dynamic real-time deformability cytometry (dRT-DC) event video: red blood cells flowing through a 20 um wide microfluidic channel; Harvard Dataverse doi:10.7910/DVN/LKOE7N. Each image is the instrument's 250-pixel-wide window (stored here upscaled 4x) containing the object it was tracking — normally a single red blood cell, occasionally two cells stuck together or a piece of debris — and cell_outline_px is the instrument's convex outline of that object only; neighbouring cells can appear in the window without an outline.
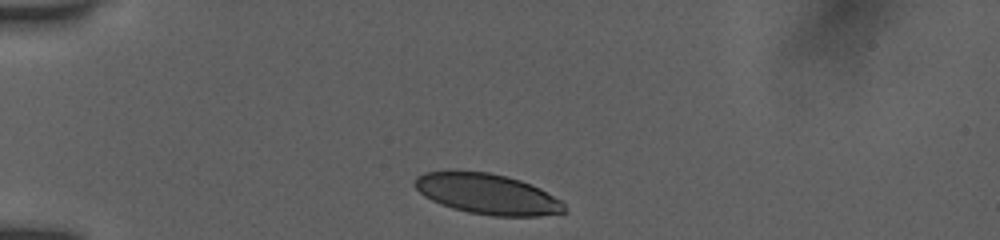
{"species": "human", "species_latin": "Homo sapiens", "temperature_condition": "room temperature", "stored_images_in_passage": 21, "camera_frame_rate_fps": 3000, "um_per_image_px": 0.085, "donor": {"sex": "female"}, "frame": {"image": 1, "passage_image": 1, "time_ms": 0.0, "image_size_px": [1000, 240], "cell_outline_px": [[568, 212], [540, 216], [492, 216], [468, 212], [452, 208], [440, 204], [424, 196], [412, 184], [412, 180], [416, 176], [424, 172], [488, 172], [508, 176], [520, 180], [540, 188], [560, 200], [564, 204]], "centroid_in_image_um": [41.43, 16.5], "position_along_channel_um": 43.6, "area_um2": 35.26}}
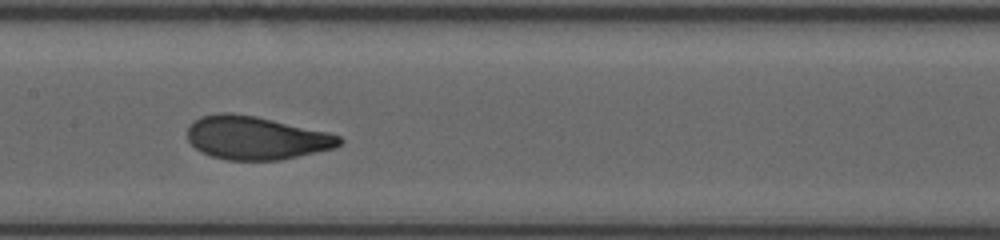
{"frame": {"image": 2, "passage_image": 12, "time_ms": 3.667, "image_size_px": [1000, 240], "cell_outline_px": [[344, 140], [340, 144], [332, 148], [280, 160], [228, 160], [212, 156], [200, 152], [188, 140], [188, 128], [192, 120], [200, 116], [220, 112], [232, 112], [256, 116], [328, 132], [340, 136]], "centroid_in_image_um": [21.72, 11.7], "position_along_channel_um": 185.7, "area_um2": 38.32}}
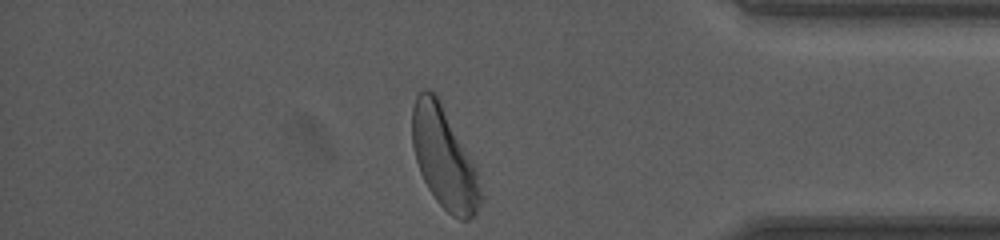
{"frame": {"image": 3, "passage_image": 21, "time_ms": 6.667, "image_size_px": [1000, 240], "cell_outline_px": [[484, 196], [476, 212], [468, 220], [460, 220], [452, 216], [436, 200], [428, 188], [420, 172], [416, 160], [412, 144], [412, 108], [416, 96], [424, 88], [428, 88], [436, 96], [472, 160], [476, 168]], "centroid_in_image_um": [37.75, 13.48], "position_along_channel_um": 397.5, "area_um2": 39.77}, "authors_computed_cell_mechanics": {"area_um2": 38.2636, "velocity_mm_per_s": 3.9334, "shape_relaxation_time_tau1_ms": 5.5066, "shape_relaxation_time_tau2_ms": 0.5942, "deformation_change_tau1": 0.1963, "deformation_change_tau2": 0.0557}}